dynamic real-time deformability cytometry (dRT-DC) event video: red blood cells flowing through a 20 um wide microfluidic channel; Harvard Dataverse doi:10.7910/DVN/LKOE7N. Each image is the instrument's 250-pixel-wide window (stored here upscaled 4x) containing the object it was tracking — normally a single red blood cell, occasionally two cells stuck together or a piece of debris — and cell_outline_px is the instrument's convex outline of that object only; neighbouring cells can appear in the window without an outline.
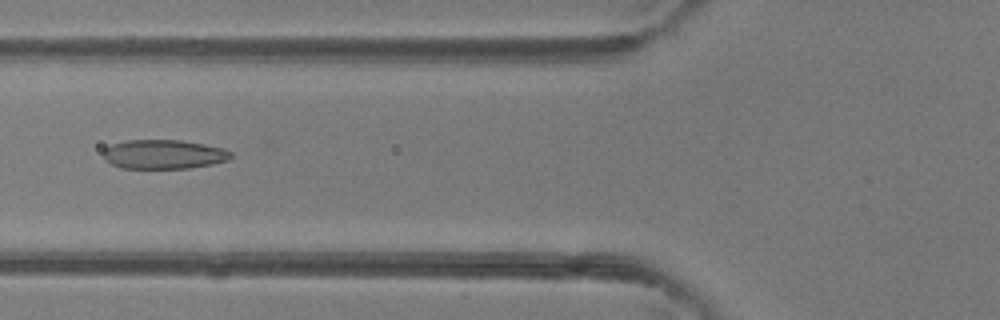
{"species": "common noctule bat (a hibernating species)", "species_latin": "Nyctalus noctula", "temperature_condition": "room temperature", "stored_images_in_passage": 48, "camera_frame_rate_fps": 3000, "um_per_image_px": 0.085, "animal": {"sex": "female"}, "frame": {"image": 1, "passage_image": 19, "time_ms": 6.0, "image_size_px": [1000, 320], "cell_outline_px": [[232, 156], [228, 160], [212, 164], [188, 168], [120, 168], [104, 160], [104, 148], [112, 144], [124, 140], [180, 140], [204, 144], [224, 148], [232, 152]], "centroid_in_image_um": [13.91, 13.11], "position_along_channel_um": 111.9, "area_um2": 21.79}}
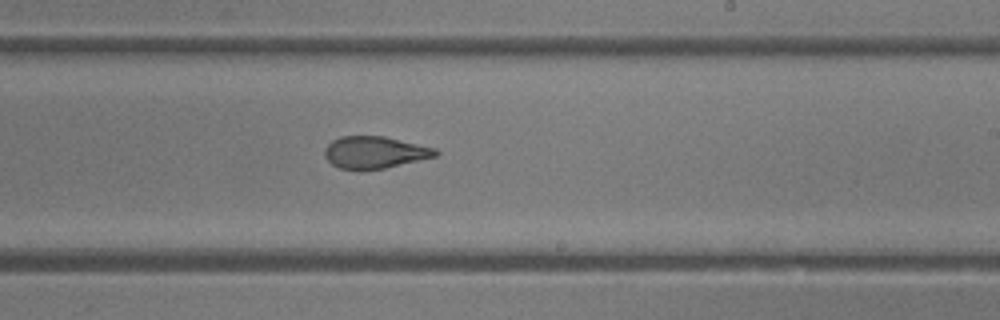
{"frame": {"image": 2, "passage_image": 29, "time_ms": 9.333, "image_size_px": [1000, 320], "cell_outline_px": [[440, 152], [436, 156], [384, 168], [340, 168], [332, 164], [324, 156], [324, 148], [332, 140], [340, 136], [384, 136], [436, 148]], "centroid_in_image_um": [31.85, 12.92], "position_along_channel_um": 257.2, "area_um2": 20.35}}
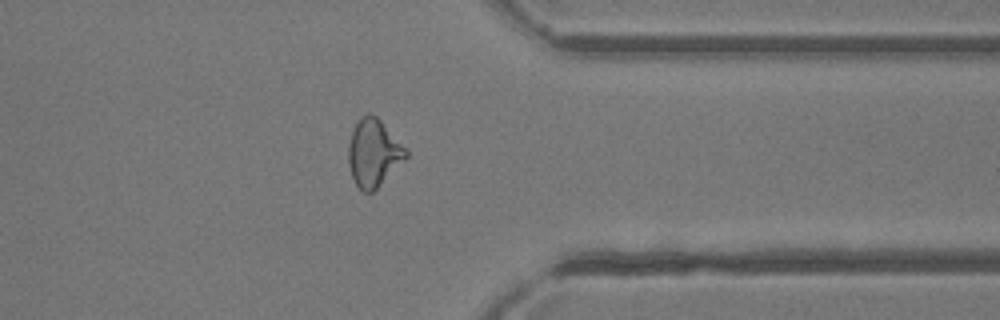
{"frame": {"image": 3, "passage_image": 38, "time_ms": 12.333, "image_size_px": [1000, 320], "cell_outline_px": [[408, 156], [372, 192], [364, 192], [356, 184], [352, 176], [348, 164], [348, 144], [352, 132], [360, 116], [368, 112], [376, 116], [408, 148]], "centroid_in_image_um": [31.76, 12.96], "position_along_channel_um": 379.6, "area_um2": 22.48}, "authors_computed_cell_mechanics": {"area_um2": 22.3108, "velocity_mm_per_s": 4.3572, "shape_relaxation_time_tau1_ms": 9.6204, "shape_relaxation_time_tau2_ms": 1.5325, "deformation_change_tau1": 0.2461, "deformation_change_tau2": 0.0889}}